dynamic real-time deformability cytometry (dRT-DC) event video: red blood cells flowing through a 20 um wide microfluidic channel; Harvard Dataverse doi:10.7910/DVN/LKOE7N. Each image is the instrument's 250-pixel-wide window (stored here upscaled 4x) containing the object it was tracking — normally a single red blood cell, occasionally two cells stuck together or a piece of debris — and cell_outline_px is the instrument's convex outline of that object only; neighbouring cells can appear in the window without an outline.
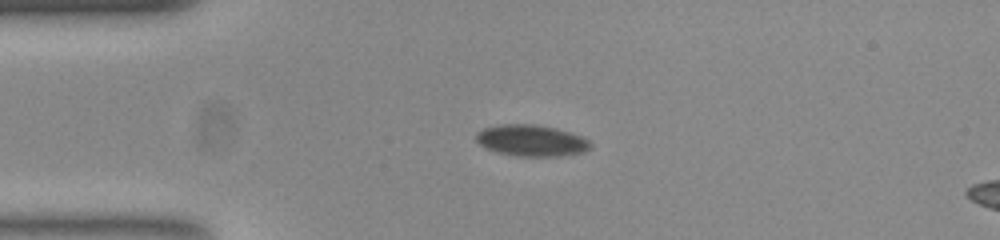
{"species": "common noctule bat (a hibernating species)", "species_latin": "Nyctalus noctula", "temperature_condition": "room temperature", "stored_images_in_passage": 43, "camera_frame_rate_fps": 3000, "um_per_image_px": 0.085, "animal": {"sex": "female", "body_mass_g": 23.0, "forearm_length_mm": 53.4}, "frame": {"image": 1, "passage_image": 1, "time_ms": 0.0, "image_size_px": [1000, 240], "cell_outline_px": [[592, 148], [584, 152], [560, 156], [516, 156], [496, 152], [480, 144], [476, 140], [476, 132], [484, 128], [500, 124], [536, 124], [556, 128], [584, 136], [592, 144]], "centroid_in_image_um": [45.21, 11.94], "position_along_channel_um": 39.8, "area_um2": 21.1}}
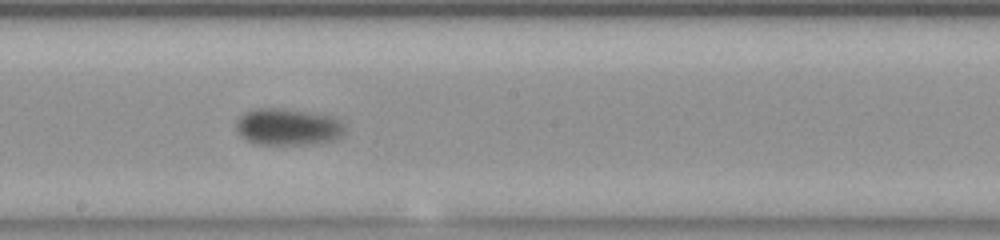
{"frame": {"image": 2, "passage_image": 18, "time_ms": 5.667, "image_size_px": [1000, 240], "cell_outline_px": [[344, 132], [340, 136], [332, 140], [300, 144], [256, 144], [248, 140], [236, 128], [236, 120], [244, 112], [256, 108], [280, 108], [328, 116], [340, 120], [344, 124]], "centroid_in_image_um": [24.43, 10.77], "position_along_channel_um": 223.8, "area_um2": 22.72}}
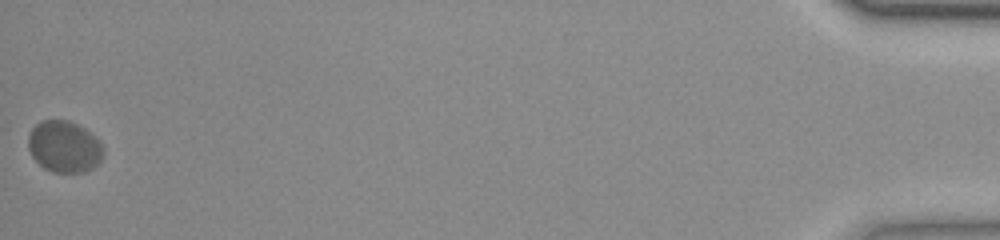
{"frame": {"image": 3, "passage_image": 43, "time_ms": 14.0, "image_size_px": [1000, 240], "cell_outline_px": [[104, 152], [100, 160], [92, 168], [84, 172], [52, 172], [44, 168], [32, 156], [28, 148], [28, 132], [40, 120], [68, 120], [84, 128], [96, 136], [100, 140], [104, 148]], "centroid_in_image_um": [5.46, 12.45], "position_along_channel_um": 429.7, "area_um2": 22.72}, "authors_computed_cell_mechanics": {"area_um2": 21.9062, "velocity_mm_per_s": 3.709, "shape_relaxation_time_tau1_ms": 2.0255, "shape_relaxation_time_tau2_ms": null, "deformation_change_tau1": 0.0979, "deformation_change_tau2": null}}